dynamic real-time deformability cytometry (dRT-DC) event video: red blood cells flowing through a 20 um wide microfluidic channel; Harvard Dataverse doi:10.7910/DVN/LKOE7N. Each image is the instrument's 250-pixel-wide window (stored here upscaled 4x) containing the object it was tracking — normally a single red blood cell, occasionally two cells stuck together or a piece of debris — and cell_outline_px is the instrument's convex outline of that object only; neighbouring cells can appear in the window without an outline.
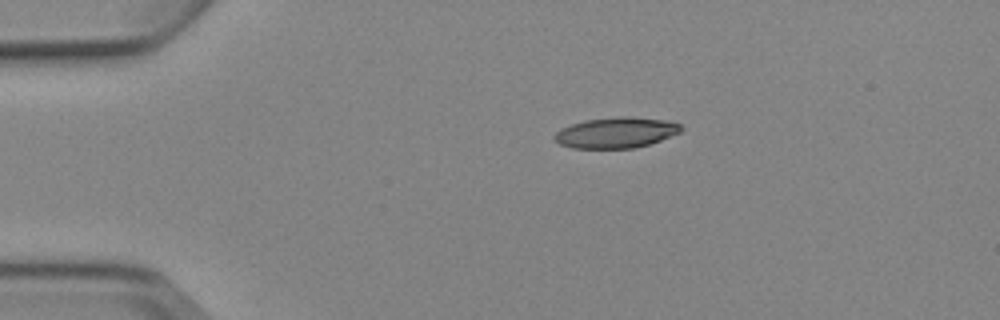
{"species": "Egyptian fruit bat (a non-hibernating species)", "species_latin": "Rousettus aegyptiacus", "temperature_condition": "cold", "stored_images_in_passage": 2, "camera_frame_rate_fps": 3000, "um_per_image_px": 0.085, "animal": {"sex": "female"}, "frame": {"image": 1, "passage_image": 2, "time_ms": 2.333, "image_size_px": [1000, 320], "cell_outline_px": [[684, 128], [680, 132], [660, 140], [636, 148], [572, 148], [560, 144], [552, 136], [556, 132], [572, 124], [584, 120], [620, 116], [624, 116], [664, 120], [680, 124]], "centroid_in_image_um": [52.36, 11.27], "position_along_channel_um": 32.6, "area_um2": 22.43}}